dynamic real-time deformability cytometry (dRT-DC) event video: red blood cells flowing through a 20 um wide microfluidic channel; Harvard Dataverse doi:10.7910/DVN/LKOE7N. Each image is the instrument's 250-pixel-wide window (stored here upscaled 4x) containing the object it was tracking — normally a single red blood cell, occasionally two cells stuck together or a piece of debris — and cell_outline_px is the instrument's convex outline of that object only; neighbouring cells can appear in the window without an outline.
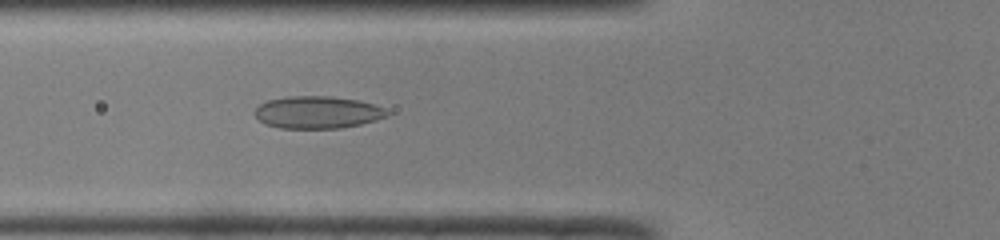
{"species": "common noctule bat (a hibernating species)", "species_latin": "Nyctalus noctula", "temperature_condition": "room temperature", "stored_images_in_passage": 50, "camera_frame_rate_fps": 3000, "um_per_image_px": 0.085, "animal": {"sex": "male", "body_mass_g": 19.0, "forearm_length_mm": 50.8}, "frame": {"image": 1, "passage_image": 19, "time_ms": 6.0, "image_size_px": [1000, 240], "cell_outline_px": [[392, 112], [388, 116], [376, 120], [360, 124], [340, 128], [280, 128], [268, 124], [260, 120], [256, 116], [256, 108], [260, 104], [268, 100], [288, 96], [332, 96], [360, 100], [384, 108]], "centroid_in_image_um": [27.04, 9.54], "position_along_channel_um": 98.8, "area_um2": 24.85}}
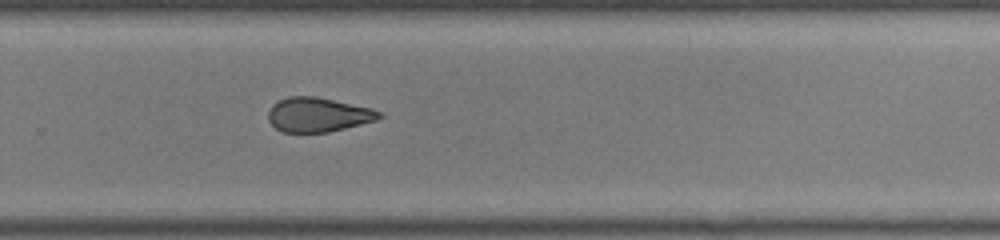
{"frame": {"image": 2, "passage_image": 34, "time_ms": 11.0, "image_size_px": [1000, 240], "cell_outline_px": [[384, 116], [376, 120], [328, 132], [284, 132], [276, 128], [268, 120], [268, 112], [272, 104], [288, 96], [316, 96], [372, 108], [380, 112]], "centroid_in_image_um": [27.03, 9.74], "position_along_channel_um": 302.8, "area_um2": 22.14}}
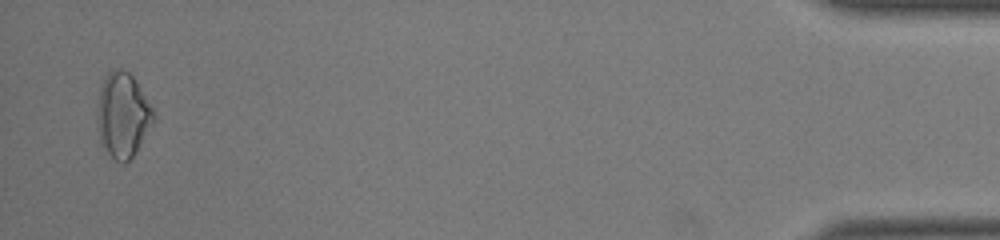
{"frame": {"image": 3, "passage_image": 49, "time_ms": 16.0, "image_size_px": [1000, 240], "cell_outline_px": [[156, 116], [152, 124], [132, 156], [124, 164], [120, 164], [100, 144], [100, 88], [104, 76], [112, 68], [120, 68], [128, 72], [132, 76], [152, 108]], "centroid_in_image_um": [10.46, 9.76], "position_along_channel_um": 424.7, "area_um2": 26.76}, "authors_computed_cell_mechanics": {"area_um2": 24.3049, "velocity_mm_per_s": 4.0843, "shape_relaxation_time_tau1_ms": null, "shape_relaxation_time_tau2_ms": 2.5337, "deformation_change_tau1": null, "deformation_change_tau2": 0.0862}}